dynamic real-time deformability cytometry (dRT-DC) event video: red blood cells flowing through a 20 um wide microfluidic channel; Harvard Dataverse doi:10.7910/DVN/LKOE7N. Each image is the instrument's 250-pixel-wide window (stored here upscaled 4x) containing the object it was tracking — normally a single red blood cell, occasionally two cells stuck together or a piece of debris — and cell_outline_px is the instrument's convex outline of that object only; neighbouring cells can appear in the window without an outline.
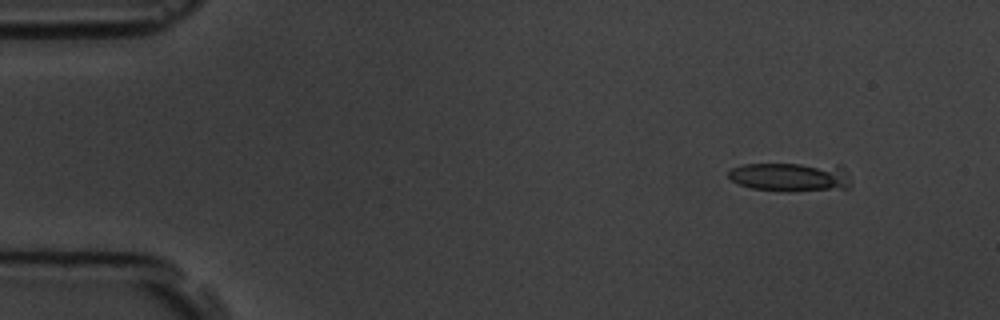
{"species": "common noctule bat (a hibernating species)", "species_latin": "Nyctalus noctula", "temperature_condition": "room temperature", "stored_images_in_passage": 5, "camera_frame_rate_fps": 3000, "um_per_image_px": 0.085, "animal": {"sex": "male", "body_mass_g": 19.5, "forearm_length_mm": 54.6}, "frame": {"image": 1, "passage_image": 2, "time_ms": 1.0, "image_size_px": [1000, 320], "cell_outline_px": [[852, 184], [848, 188], [788, 192], [752, 188], [740, 184], [732, 180], [728, 176], [728, 172], [732, 168], [744, 164], [840, 164], [844, 168]], "centroid_in_image_um": [67.25, 15.04], "position_along_channel_um": 17.7, "area_um2": 20.92}}